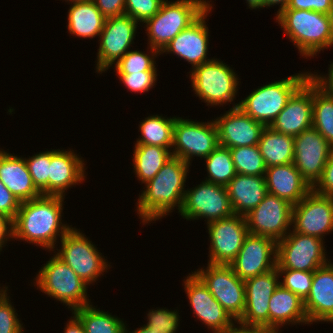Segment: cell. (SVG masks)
I'll return each instance as SVG.
<instances>
[{"label": "cell", "mask_w": 333, "mask_h": 333, "mask_svg": "<svg viewBox=\"0 0 333 333\" xmlns=\"http://www.w3.org/2000/svg\"><path fill=\"white\" fill-rule=\"evenodd\" d=\"M64 198L41 195L21 202L13 220V238L54 251L57 236L61 239L72 228L61 221Z\"/></svg>", "instance_id": "obj_1"}, {"label": "cell", "mask_w": 333, "mask_h": 333, "mask_svg": "<svg viewBox=\"0 0 333 333\" xmlns=\"http://www.w3.org/2000/svg\"><path fill=\"white\" fill-rule=\"evenodd\" d=\"M182 159L172 156L147 183L139 195L137 212L144 224L159 220L182 206L189 166Z\"/></svg>", "instance_id": "obj_2"}, {"label": "cell", "mask_w": 333, "mask_h": 333, "mask_svg": "<svg viewBox=\"0 0 333 333\" xmlns=\"http://www.w3.org/2000/svg\"><path fill=\"white\" fill-rule=\"evenodd\" d=\"M289 40L300 55L314 57L325 48L332 47V34L327 14L297 9H283L276 15Z\"/></svg>", "instance_id": "obj_3"}, {"label": "cell", "mask_w": 333, "mask_h": 333, "mask_svg": "<svg viewBox=\"0 0 333 333\" xmlns=\"http://www.w3.org/2000/svg\"><path fill=\"white\" fill-rule=\"evenodd\" d=\"M206 0H164L159 11L145 22L149 47L160 53L182 30L194 23L211 5Z\"/></svg>", "instance_id": "obj_4"}, {"label": "cell", "mask_w": 333, "mask_h": 333, "mask_svg": "<svg viewBox=\"0 0 333 333\" xmlns=\"http://www.w3.org/2000/svg\"><path fill=\"white\" fill-rule=\"evenodd\" d=\"M309 77L308 72L298 73L260 86L237 105L253 120L270 126L284 109L289 98Z\"/></svg>", "instance_id": "obj_5"}, {"label": "cell", "mask_w": 333, "mask_h": 333, "mask_svg": "<svg viewBox=\"0 0 333 333\" xmlns=\"http://www.w3.org/2000/svg\"><path fill=\"white\" fill-rule=\"evenodd\" d=\"M35 285L48 296L61 301L73 312L75 309L90 305L87 299L86 284L56 254L41 267L35 278Z\"/></svg>", "instance_id": "obj_6"}, {"label": "cell", "mask_w": 333, "mask_h": 333, "mask_svg": "<svg viewBox=\"0 0 333 333\" xmlns=\"http://www.w3.org/2000/svg\"><path fill=\"white\" fill-rule=\"evenodd\" d=\"M193 91L207 105H225L233 102L238 91L237 74L217 58L190 70Z\"/></svg>", "instance_id": "obj_7"}, {"label": "cell", "mask_w": 333, "mask_h": 333, "mask_svg": "<svg viewBox=\"0 0 333 333\" xmlns=\"http://www.w3.org/2000/svg\"><path fill=\"white\" fill-rule=\"evenodd\" d=\"M79 230L71 228L61 239L56 255L86 284L92 285L104 271L110 269L102 253ZM103 272V273H102Z\"/></svg>", "instance_id": "obj_8"}, {"label": "cell", "mask_w": 333, "mask_h": 333, "mask_svg": "<svg viewBox=\"0 0 333 333\" xmlns=\"http://www.w3.org/2000/svg\"><path fill=\"white\" fill-rule=\"evenodd\" d=\"M323 240L294 231L277 242V269L314 272L329 262Z\"/></svg>", "instance_id": "obj_9"}, {"label": "cell", "mask_w": 333, "mask_h": 333, "mask_svg": "<svg viewBox=\"0 0 333 333\" xmlns=\"http://www.w3.org/2000/svg\"><path fill=\"white\" fill-rule=\"evenodd\" d=\"M180 215L190 220L207 219V223L234 215L226 186L202 181L184 193Z\"/></svg>", "instance_id": "obj_10"}, {"label": "cell", "mask_w": 333, "mask_h": 333, "mask_svg": "<svg viewBox=\"0 0 333 333\" xmlns=\"http://www.w3.org/2000/svg\"><path fill=\"white\" fill-rule=\"evenodd\" d=\"M194 273L208 287L213 297L228 314L238 321L245 310V280L240 279L230 265L209 264Z\"/></svg>", "instance_id": "obj_11"}, {"label": "cell", "mask_w": 333, "mask_h": 333, "mask_svg": "<svg viewBox=\"0 0 333 333\" xmlns=\"http://www.w3.org/2000/svg\"><path fill=\"white\" fill-rule=\"evenodd\" d=\"M219 146L215 122H196L176 117L173 129L172 156L190 164L191 158H206Z\"/></svg>", "instance_id": "obj_12"}, {"label": "cell", "mask_w": 333, "mask_h": 333, "mask_svg": "<svg viewBox=\"0 0 333 333\" xmlns=\"http://www.w3.org/2000/svg\"><path fill=\"white\" fill-rule=\"evenodd\" d=\"M292 209L293 205L287 200L267 193L258 206L245 215L248 233L278 242L290 231Z\"/></svg>", "instance_id": "obj_13"}, {"label": "cell", "mask_w": 333, "mask_h": 333, "mask_svg": "<svg viewBox=\"0 0 333 333\" xmlns=\"http://www.w3.org/2000/svg\"><path fill=\"white\" fill-rule=\"evenodd\" d=\"M137 21L123 14L106 18L97 52L96 72L102 74L115 65L129 50L135 38Z\"/></svg>", "instance_id": "obj_14"}, {"label": "cell", "mask_w": 333, "mask_h": 333, "mask_svg": "<svg viewBox=\"0 0 333 333\" xmlns=\"http://www.w3.org/2000/svg\"><path fill=\"white\" fill-rule=\"evenodd\" d=\"M207 228L211 240L208 263L230 265L235 260L248 234L245 216L234 214L208 223Z\"/></svg>", "instance_id": "obj_15"}, {"label": "cell", "mask_w": 333, "mask_h": 333, "mask_svg": "<svg viewBox=\"0 0 333 333\" xmlns=\"http://www.w3.org/2000/svg\"><path fill=\"white\" fill-rule=\"evenodd\" d=\"M292 224L294 232L324 240L325 234L333 231V197L311 190L293 205Z\"/></svg>", "instance_id": "obj_16"}, {"label": "cell", "mask_w": 333, "mask_h": 333, "mask_svg": "<svg viewBox=\"0 0 333 333\" xmlns=\"http://www.w3.org/2000/svg\"><path fill=\"white\" fill-rule=\"evenodd\" d=\"M277 242L269 237L248 233L235 260L230 264L242 280L276 268Z\"/></svg>", "instance_id": "obj_17"}, {"label": "cell", "mask_w": 333, "mask_h": 333, "mask_svg": "<svg viewBox=\"0 0 333 333\" xmlns=\"http://www.w3.org/2000/svg\"><path fill=\"white\" fill-rule=\"evenodd\" d=\"M277 268L245 280V310L237 324L263 327L269 331V301L280 285Z\"/></svg>", "instance_id": "obj_18"}, {"label": "cell", "mask_w": 333, "mask_h": 333, "mask_svg": "<svg viewBox=\"0 0 333 333\" xmlns=\"http://www.w3.org/2000/svg\"><path fill=\"white\" fill-rule=\"evenodd\" d=\"M332 150L313 127L294 137L293 164L311 187L321 178Z\"/></svg>", "instance_id": "obj_19"}, {"label": "cell", "mask_w": 333, "mask_h": 333, "mask_svg": "<svg viewBox=\"0 0 333 333\" xmlns=\"http://www.w3.org/2000/svg\"><path fill=\"white\" fill-rule=\"evenodd\" d=\"M184 289L189 298L195 316L207 325L213 333H221L230 328L236 321L213 297L203 281L192 272L184 280Z\"/></svg>", "instance_id": "obj_20"}, {"label": "cell", "mask_w": 333, "mask_h": 333, "mask_svg": "<svg viewBox=\"0 0 333 333\" xmlns=\"http://www.w3.org/2000/svg\"><path fill=\"white\" fill-rule=\"evenodd\" d=\"M313 80L309 77L289 98L270 127L280 133L297 136L312 128Z\"/></svg>", "instance_id": "obj_21"}, {"label": "cell", "mask_w": 333, "mask_h": 333, "mask_svg": "<svg viewBox=\"0 0 333 333\" xmlns=\"http://www.w3.org/2000/svg\"><path fill=\"white\" fill-rule=\"evenodd\" d=\"M219 145L227 148L258 145L264 125L244 113L237 104L214 119Z\"/></svg>", "instance_id": "obj_22"}, {"label": "cell", "mask_w": 333, "mask_h": 333, "mask_svg": "<svg viewBox=\"0 0 333 333\" xmlns=\"http://www.w3.org/2000/svg\"><path fill=\"white\" fill-rule=\"evenodd\" d=\"M212 5L188 28L182 30L161 52L174 53L188 61L192 69L212 59H207L209 29L205 23Z\"/></svg>", "instance_id": "obj_23"}, {"label": "cell", "mask_w": 333, "mask_h": 333, "mask_svg": "<svg viewBox=\"0 0 333 333\" xmlns=\"http://www.w3.org/2000/svg\"><path fill=\"white\" fill-rule=\"evenodd\" d=\"M314 271L312 287L304 302L309 324L333 323V262Z\"/></svg>", "instance_id": "obj_24"}, {"label": "cell", "mask_w": 333, "mask_h": 333, "mask_svg": "<svg viewBox=\"0 0 333 333\" xmlns=\"http://www.w3.org/2000/svg\"><path fill=\"white\" fill-rule=\"evenodd\" d=\"M74 150H52L49 166V195L65 197V191L81 183L86 172L82 158Z\"/></svg>", "instance_id": "obj_25"}, {"label": "cell", "mask_w": 333, "mask_h": 333, "mask_svg": "<svg viewBox=\"0 0 333 333\" xmlns=\"http://www.w3.org/2000/svg\"><path fill=\"white\" fill-rule=\"evenodd\" d=\"M264 177L267 193L283 198L292 205L299 203L312 190L293 163L268 167Z\"/></svg>", "instance_id": "obj_26"}, {"label": "cell", "mask_w": 333, "mask_h": 333, "mask_svg": "<svg viewBox=\"0 0 333 333\" xmlns=\"http://www.w3.org/2000/svg\"><path fill=\"white\" fill-rule=\"evenodd\" d=\"M0 180L19 200L29 201L42 194L36 189L25 158L0 150Z\"/></svg>", "instance_id": "obj_27"}, {"label": "cell", "mask_w": 333, "mask_h": 333, "mask_svg": "<svg viewBox=\"0 0 333 333\" xmlns=\"http://www.w3.org/2000/svg\"><path fill=\"white\" fill-rule=\"evenodd\" d=\"M309 324L304 302L290 290L279 285L269 301V332L280 333L284 324Z\"/></svg>", "instance_id": "obj_28"}, {"label": "cell", "mask_w": 333, "mask_h": 333, "mask_svg": "<svg viewBox=\"0 0 333 333\" xmlns=\"http://www.w3.org/2000/svg\"><path fill=\"white\" fill-rule=\"evenodd\" d=\"M226 189L234 213L243 216L256 208L267 194L264 176L236 174Z\"/></svg>", "instance_id": "obj_29"}, {"label": "cell", "mask_w": 333, "mask_h": 333, "mask_svg": "<svg viewBox=\"0 0 333 333\" xmlns=\"http://www.w3.org/2000/svg\"><path fill=\"white\" fill-rule=\"evenodd\" d=\"M68 10V31L78 38H94L100 36L105 17L92 0L71 2Z\"/></svg>", "instance_id": "obj_30"}, {"label": "cell", "mask_w": 333, "mask_h": 333, "mask_svg": "<svg viewBox=\"0 0 333 333\" xmlns=\"http://www.w3.org/2000/svg\"><path fill=\"white\" fill-rule=\"evenodd\" d=\"M266 167L293 163L294 137L265 126L258 142Z\"/></svg>", "instance_id": "obj_31"}, {"label": "cell", "mask_w": 333, "mask_h": 333, "mask_svg": "<svg viewBox=\"0 0 333 333\" xmlns=\"http://www.w3.org/2000/svg\"><path fill=\"white\" fill-rule=\"evenodd\" d=\"M172 157L169 149L153 145H135L133 166L136 177L147 183L160 171Z\"/></svg>", "instance_id": "obj_32"}, {"label": "cell", "mask_w": 333, "mask_h": 333, "mask_svg": "<svg viewBox=\"0 0 333 333\" xmlns=\"http://www.w3.org/2000/svg\"><path fill=\"white\" fill-rule=\"evenodd\" d=\"M175 120L176 117L148 116L140 122L141 136L137 139L135 145L160 146L171 151Z\"/></svg>", "instance_id": "obj_33"}, {"label": "cell", "mask_w": 333, "mask_h": 333, "mask_svg": "<svg viewBox=\"0 0 333 333\" xmlns=\"http://www.w3.org/2000/svg\"><path fill=\"white\" fill-rule=\"evenodd\" d=\"M72 314L79 318L86 333H124L125 323L120 318L91 304L75 309Z\"/></svg>", "instance_id": "obj_34"}, {"label": "cell", "mask_w": 333, "mask_h": 333, "mask_svg": "<svg viewBox=\"0 0 333 333\" xmlns=\"http://www.w3.org/2000/svg\"><path fill=\"white\" fill-rule=\"evenodd\" d=\"M312 127L333 147V97L314 81Z\"/></svg>", "instance_id": "obj_35"}, {"label": "cell", "mask_w": 333, "mask_h": 333, "mask_svg": "<svg viewBox=\"0 0 333 333\" xmlns=\"http://www.w3.org/2000/svg\"><path fill=\"white\" fill-rule=\"evenodd\" d=\"M207 182L226 186L236 175L230 149L218 146L206 158Z\"/></svg>", "instance_id": "obj_36"}, {"label": "cell", "mask_w": 333, "mask_h": 333, "mask_svg": "<svg viewBox=\"0 0 333 333\" xmlns=\"http://www.w3.org/2000/svg\"><path fill=\"white\" fill-rule=\"evenodd\" d=\"M236 174L264 176L267 169L258 145L230 148Z\"/></svg>", "instance_id": "obj_37"}, {"label": "cell", "mask_w": 333, "mask_h": 333, "mask_svg": "<svg viewBox=\"0 0 333 333\" xmlns=\"http://www.w3.org/2000/svg\"><path fill=\"white\" fill-rule=\"evenodd\" d=\"M150 48L149 54L143 53L141 51H128L114 66L117 74H133V73H143V71H156L155 57L161 53L152 48ZM155 56V57H154Z\"/></svg>", "instance_id": "obj_38"}, {"label": "cell", "mask_w": 333, "mask_h": 333, "mask_svg": "<svg viewBox=\"0 0 333 333\" xmlns=\"http://www.w3.org/2000/svg\"><path fill=\"white\" fill-rule=\"evenodd\" d=\"M26 164L36 189L42 195H49V166L51 151L40 152L26 159Z\"/></svg>", "instance_id": "obj_39"}, {"label": "cell", "mask_w": 333, "mask_h": 333, "mask_svg": "<svg viewBox=\"0 0 333 333\" xmlns=\"http://www.w3.org/2000/svg\"><path fill=\"white\" fill-rule=\"evenodd\" d=\"M279 275H284L283 282H280L284 288L296 294L302 301H304L312 287V280L314 272L299 271L291 269H277Z\"/></svg>", "instance_id": "obj_40"}, {"label": "cell", "mask_w": 333, "mask_h": 333, "mask_svg": "<svg viewBox=\"0 0 333 333\" xmlns=\"http://www.w3.org/2000/svg\"><path fill=\"white\" fill-rule=\"evenodd\" d=\"M147 324L155 333H176L179 326V315L177 310L158 308L150 310L147 314Z\"/></svg>", "instance_id": "obj_41"}, {"label": "cell", "mask_w": 333, "mask_h": 333, "mask_svg": "<svg viewBox=\"0 0 333 333\" xmlns=\"http://www.w3.org/2000/svg\"><path fill=\"white\" fill-rule=\"evenodd\" d=\"M5 286L0 292V333H24L15 308L12 306Z\"/></svg>", "instance_id": "obj_42"}, {"label": "cell", "mask_w": 333, "mask_h": 333, "mask_svg": "<svg viewBox=\"0 0 333 333\" xmlns=\"http://www.w3.org/2000/svg\"><path fill=\"white\" fill-rule=\"evenodd\" d=\"M164 0H125V14L145 23L160 9Z\"/></svg>", "instance_id": "obj_43"}, {"label": "cell", "mask_w": 333, "mask_h": 333, "mask_svg": "<svg viewBox=\"0 0 333 333\" xmlns=\"http://www.w3.org/2000/svg\"><path fill=\"white\" fill-rule=\"evenodd\" d=\"M157 71H143V73L117 74L120 81L131 91L143 93L149 91L156 82Z\"/></svg>", "instance_id": "obj_44"}, {"label": "cell", "mask_w": 333, "mask_h": 333, "mask_svg": "<svg viewBox=\"0 0 333 333\" xmlns=\"http://www.w3.org/2000/svg\"><path fill=\"white\" fill-rule=\"evenodd\" d=\"M312 190L317 194L333 197V150L323 169L321 178L312 187Z\"/></svg>", "instance_id": "obj_45"}, {"label": "cell", "mask_w": 333, "mask_h": 333, "mask_svg": "<svg viewBox=\"0 0 333 333\" xmlns=\"http://www.w3.org/2000/svg\"><path fill=\"white\" fill-rule=\"evenodd\" d=\"M20 206L19 200L0 180V214L15 219Z\"/></svg>", "instance_id": "obj_46"}, {"label": "cell", "mask_w": 333, "mask_h": 333, "mask_svg": "<svg viewBox=\"0 0 333 333\" xmlns=\"http://www.w3.org/2000/svg\"><path fill=\"white\" fill-rule=\"evenodd\" d=\"M332 8L333 0H290L285 9L310 10L328 15Z\"/></svg>", "instance_id": "obj_47"}, {"label": "cell", "mask_w": 333, "mask_h": 333, "mask_svg": "<svg viewBox=\"0 0 333 333\" xmlns=\"http://www.w3.org/2000/svg\"><path fill=\"white\" fill-rule=\"evenodd\" d=\"M105 18L125 14V0H92Z\"/></svg>", "instance_id": "obj_48"}, {"label": "cell", "mask_w": 333, "mask_h": 333, "mask_svg": "<svg viewBox=\"0 0 333 333\" xmlns=\"http://www.w3.org/2000/svg\"><path fill=\"white\" fill-rule=\"evenodd\" d=\"M329 66L327 77L310 72V78L329 96L333 97V62Z\"/></svg>", "instance_id": "obj_49"}, {"label": "cell", "mask_w": 333, "mask_h": 333, "mask_svg": "<svg viewBox=\"0 0 333 333\" xmlns=\"http://www.w3.org/2000/svg\"><path fill=\"white\" fill-rule=\"evenodd\" d=\"M13 238V220L8 216L0 214V251L8 239Z\"/></svg>", "instance_id": "obj_50"}, {"label": "cell", "mask_w": 333, "mask_h": 333, "mask_svg": "<svg viewBox=\"0 0 333 333\" xmlns=\"http://www.w3.org/2000/svg\"><path fill=\"white\" fill-rule=\"evenodd\" d=\"M239 325L240 326L236 327V325L233 324L230 328L226 329L224 332L221 333H270L263 327L246 326L243 324Z\"/></svg>", "instance_id": "obj_51"}, {"label": "cell", "mask_w": 333, "mask_h": 333, "mask_svg": "<svg viewBox=\"0 0 333 333\" xmlns=\"http://www.w3.org/2000/svg\"><path fill=\"white\" fill-rule=\"evenodd\" d=\"M65 326L66 328L64 333H86L83 324L75 314L70 318L68 324Z\"/></svg>", "instance_id": "obj_52"}, {"label": "cell", "mask_w": 333, "mask_h": 333, "mask_svg": "<svg viewBox=\"0 0 333 333\" xmlns=\"http://www.w3.org/2000/svg\"><path fill=\"white\" fill-rule=\"evenodd\" d=\"M290 0H265V7L267 8L268 6H273V5H280V9H278L277 14L282 11L283 9L287 8Z\"/></svg>", "instance_id": "obj_53"}, {"label": "cell", "mask_w": 333, "mask_h": 333, "mask_svg": "<svg viewBox=\"0 0 333 333\" xmlns=\"http://www.w3.org/2000/svg\"><path fill=\"white\" fill-rule=\"evenodd\" d=\"M248 3V7L252 9L256 8H264L265 7V0H246Z\"/></svg>", "instance_id": "obj_54"}, {"label": "cell", "mask_w": 333, "mask_h": 333, "mask_svg": "<svg viewBox=\"0 0 333 333\" xmlns=\"http://www.w3.org/2000/svg\"><path fill=\"white\" fill-rule=\"evenodd\" d=\"M129 331L127 330L126 326H125V330L124 333H128ZM131 333H155L153 332L149 327L147 326H142L140 328H137V330H134V332Z\"/></svg>", "instance_id": "obj_55"}, {"label": "cell", "mask_w": 333, "mask_h": 333, "mask_svg": "<svg viewBox=\"0 0 333 333\" xmlns=\"http://www.w3.org/2000/svg\"><path fill=\"white\" fill-rule=\"evenodd\" d=\"M328 16H329V21H330V29H331V34H332V46H333V8L328 13Z\"/></svg>", "instance_id": "obj_56"}, {"label": "cell", "mask_w": 333, "mask_h": 333, "mask_svg": "<svg viewBox=\"0 0 333 333\" xmlns=\"http://www.w3.org/2000/svg\"><path fill=\"white\" fill-rule=\"evenodd\" d=\"M65 1H68V2H70V3H71V2L73 3V2L84 1V0H65Z\"/></svg>", "instance_id": "obj_57"}]
</instances>
